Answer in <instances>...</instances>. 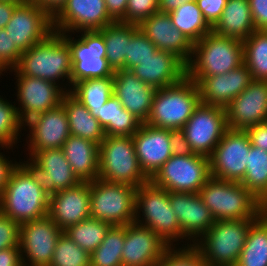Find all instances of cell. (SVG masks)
I'll use <instances>...</instances> for the list:
<instances>
[{
  "mask_svg": "<svg viewBox=\"0 0 267 266\" xmlns=\"http://www.w3.org/2000/svg\"><path fill=\"white\" fill-rule=\"evenodd\" d=\"M253 81L251 72L243 63L228 73L198 77L197 84L201 103L226 108Z\"/></svg>",
  "mask_w": 267,
  "mask_h": 266,
  "instance_id": "cell-22",
  "label": "cell"
},
{
  "mask_svg": "<svg viewBox=\"0 0 267 266\" xmlns=\"http://www.w3.org/2000/svg\"><path fill=\"white\" fill-rule=\"evenodd\" d=\"M201 102L197 84L185 76L157 89L146 124L161 129H182Z\"/></svg>",
  "mask_w": 267,
  "mask_h": 266,
  "instance_id": "cell-4",
  "label": "cell"
},
{
  "mask_svg": "<svg viewBox=\"0 0 267 266\" xmlns=\"http://www.w3.org/2000/svg\"><path fill=\"white\" fill-rule=\"evenodd\" d=\"M62 105L68 118L70 135L81 137L100 145L105 138L104 130L87 107L70 92L64 95Z\"/></svg>",
  "mask_w": 267,
  "mask_h": 266,
  "instance_id": "cell-32",
  "label": "cell"
},
{
  "mask_svg": "<svg viewBox=\"0 0 267 266\" xmlns=\"http://www.w3.org/2000/svg\"><path fill=\"white\" fill-rule=\"evenodd\" d=\"M244 63L241 40L223 37L213 31L193 44L192 55L186 64V76L192 81L228 73Z\"/></svg>",
  "mask_w": 267,
  "mask_h": 266,
  "instance_id": "cell-2",
  "label": "cell"
},
{
  "mask_svg": "<svg viewBox=\"0 0 267 266\" xmlns=\"http://www.w3.org/2000/svg\"><path fill=\"white\" fill-rule=\"evenodd\" d=\"M22 52L16 47L4 29H0V77L3 72L14 69Z\"/></svg>",
  "mask_w": 267,
  "mask_h": 266,
  "instance_id": "cell-46",
  "label": "cell"
},
{
  "mask_svg": "<svg viewBox=\"0 0 267 266\" xmlns=\"http://www.w3.org/2000/svg\"><path fill=\"white\" fill-rule=\"evenodd\" d=\"M20 224L0 211V250L19 247Z\"/></svg>",
  "mask_w": 267,
  "mask_h": 266,
  "instance_id": "cell-47",
  "label": "cell"
},
{
  "mask_svg": "<svg viewBox=\"0 0 267 266\" xmlns=\"http://www.w3.org/2000/svg\"><path fill=\"white\" fill-rule=\"evenodd\" d=\"M158 48L138 29L128 43L125 69L130 70L142 61L154 56Z\"/></svg>",
  "mask_w": 267,
  "mask_h": 266,
  "instance_id": "cell-44",
  "label": "cell"
},
{
  "mask_svg": "<svg viewBox=\"0 0 267 266\" xmlns=\"http://www.w3.org/2000/svg\"><path fill=\"white\" fill-rule=\"evenodd\" d=\"M159 0H128L125 18L121 23L139 24L143 19L159 12Z\"/></svg>",
  "mask_w": 267,
  "mask_h": 266,
  "instance_id": "cell-45",
  "label": "cell"
},
{
  "mask_svg": "<svg viewBox=\"0 0 267 266\" xmlns=\"http://www.w3.org/2000/svg\"><path fill=\"white\" fill-rule=\"evenodd\" d=\"M113 23L105 0H67L52 17L53 31L69 34L101 30Z\"/></svg>",
  "mask_w": 267,
  "mask_h": 266,
  "instance_id": "cell-17",
  "label": "cell"
},
{
  "mask_svg": "<svg viewBox=\"0 0 267 266\" xmlns=\"http://www.w3.org/2000/svg\"><path fill=\"white\" fill-rule=\"evenodd\" d=\"M10 72L41 78L55 84H71V50L62 33L53 31L43 41L22 52L19 63ZM58 82V83H57Z\"/></svg>",
  "mask_w": 267,
  "mask_h": 266,
  "instance_id": "cell-1",
  "label": "cell"
},
{
  "mask_svg": "<svg viewBox=\"0 0 267 266\" xmlns=\"http://www.w3.org/2000/svg\"><path fill=\"white\" fill-rule=\"evenodd\" d=\"M170 143L173 155L184 156L195 154V152L191 148V145L185 139V135L182 129L170 130Z\"/></svg>",
  "mask_w": 267,
  "mask_h": 266,
  "instance_id": "cell-49",
  "label": "cell"
},
{
  "mask_svg": "<svg viewBox=\"0 0 267 266\" xmlns=\"http://www.w3.org/2000/svg\"><path fill=\"white\" fill-rule=\"evenodd\" d=\"M210 178L209 157L172 155L150 181L168 192L198 193Z\"/></svg>",
  "mask_w": 267,
  "mask_h": 266,
  "instance_id": "cell-11",
  "label": "cell"
},
{
  "mask_svg": "<svg viewBox=\"0 0 267 266\" xmlns=\"http://www.w3.org/2000/svg\"><path fill=\"white\" fill-rule=\"evenodd\" d=\"M176 248L169 247L157 266H207L200 252L189 241L185 246Z\"/></svg>",
  "mask_w": 267,
  "mask_h": 266,
  "instance_id": "cell-43",
  "label": "cell"
},
{
  "mask_svg": "<svg viewBox=\"0 0 267 266\" xmlns=\"http://www.w3.org/2000/svg\"><path fill=\"white\" fill-rule=\"evenodd\" d=\"M212 31L223 37L244 41L256 31L253 23L249 0H227L220 20Z\"/></svg>",
  "mask_w": 267,
  "mask_h": 266,
  "instance_id": "cell-30",
  "label": "cell"
},
{
  "mask_svg": "<svg viewBox=\"0 0 267 266\" xmlns=\"http://www.w3.org/2000/svg\"><path fill=\"white\" fill-rule=\"evenodd\" d=\"M196 2L204 18L213 28L220 20L227 0H196Z\"/></svg>",
  "mask_w": 267,
  "mask_h": 266,
  "instance_id": "cell-48",
  "label": "cell"
},
{
  "mask_svg": "<svg viewBox=\"0 0 267 266\" xmlns=\"http://www.w3.org/2000/svg\"><path fill=\"white\" fill-rule=\"evenodd\" d=\"M23 126L24 129L26 127L29 129V134H27L29 140L26 143L30 157L37 151L62 148L64 142L70 136L68 118L62 104L35 115L26 121Z\"/></svg>",
  "mask_w": 267,
  "mask_h": 266,
  "instance_id": "cell-19",
  "label": "cell"
},
{
  "mask_svg": "<svg viewBox=\"0 0 267 266\" xmlns=\"http://www.w3.org/2000/svg\"><path fill=\"white\" fill-rule=\"evenodd\" d=\"M125 226H112L102 243L90 254V266H122Z\"/></svg>",
  "mask_w": 267,
  "mask_h": 266,
  "instance_id": "cell-39",
  "label": "cell"
},
{
  "mask_svg": "<svg viewBox=\"0 0 267 266\" xmlns=\"http://www.w3.org/2000/svg\"><path fill=\"white\" fill-rule=\"evenodd\" d=\"M198 194L215 221L256 219L267 208L240 182L211 177Z\"/></svg>",
  "mask_w": 267,
  "mask_h": 266,
  "instance_id": "cell-3",
  "label": "cell"
},
{
  "mask_svg": "<svg viewBox=\"0 0 267 266\" xmlns=\"http://www.w3.org/2000/svg\"><path fill=\"white\" fill-rule=\"evenodd\" d=\"M235 266H267V208L252 222Z\"/></svg>",
  "mask_w": 267,
  "mask_h": 266,
  "instance_id": "cell-34",
  "label": "cell"
},
{
  "mask_svg": "<svg viewBox=\"0 0 267 266\" xmlns=\"http://www.w3.org/2000/svg\"><path fill=\"white\" fill-rule=\"evenodd\" d=\"M23 123L18 117L16 103L13 105L9 100L0 95V148L12 149L18 143L19 134ZM20 135V137H19Z\"/></svg>",
  "mask_w": 267,
  "mask_h": 266,
  "instance_id": "cell-41",
  "label": "cell"
},
{
  "mask_svg": "<svg viewBox=\"0 0 267 266\" xmlns=\"http://www.w3.org/2000/svg\"><path fill=\"white\" fill-rule=\"evenodd\" d=\"M14 162L9 161L2 152L0 153V194L5 190L13 169L18 165V162Z\"/></svg>",
  "mask_w": 267,
  "mask_h": 266,
  "instance_id": "cell-54",
  "label": "cell"
},
{
  "mask_svg": "<svg viewBox=\"0 0 267 266\" xmlns=\"http://www.w3.org/2000/svg\"><path fill=\"white\" fill-rule=\"evenodd\" d=\"M19 4L10 0H0V29L5 28Z\"/></svg>",
  "mask_w": 267,
  "mask_h": 266,
  "instance_id": "cell-55",
  "label": "cell"
},
{
  "mask_svg": "<svg viewBox=\"0 0 267 266\" xmlns=\"http://www.w3.org/2000/svg\"><path fill=\"white\" fill-rule=\"evenodd\" d=\"M90 215L111 224L125 226L134 222L136 187L102 179L90 181Z\"/></svg>",
  "mask_w": 267,
  "mask_h": 266,
  "instance_id": "cell-9",
  "label": "cell"
},
{
  "mask_svg": "<svg viewBox=\"0 0 267 266\" xmlns=\"http://www.w3.org/2000/svg\"><path fill=\"white\" fill-rule=\"evenodd\" d=\"M255 219L215 221L193 246L207 266H235Z\"/></svg>",
  "mask_w": 267,
  "mask_h": 266,
  "instance_id": "cell-7",
  "label": "cell"
},
{
  "mask_svg": "<svg viewBox=\"0 0 267 266\" xmlns=\"http://www.w3.org/2000/svg\"><path fill=\"white\" fill-rule=\"evenodd\" d=\"M73 172L81 181L98 179L99 145L81 137L70 135L62 146Z\"/></svg>",
  "mask_w": 267,
  "mask_h": 266,
  "instance_id": "cell-29",
  "label": "cell"
},
{
  "mask_svg": "<svg viewBox=\"0 0 267 266\" xmlns=\"http://www.w3.org/2000/svg\"><path fill=\"white\" fill-rule=\"evenodd\" d=\"M245 131L249 135L252 146L267 151V121L248 127Z\"/></svg>",
  "mask_w": 267,
  "mask_h": 266,
  "instance_id": "cell-51",
  "label": "cell"
},
{
  "mask_svg": "<svg viewBox=\"0 0 267 266\" xmlns=\"http://www.w3.org/2000/svg\"><path fill=\"white\" fill-rule=\"evenodd\" d=\"M182 130L195 154L210 157L228 130L226 110L200 102Z\"/></svg>",
  "mask_w": 267,
  "mask_h": 266,
  "instance_id": "cell-13",
  "label": "cell"
},
{
  "mask_svg": "<svg viewBox=\"0 0 267 266\" xmlns=\"http://www.w3.org/2000/svg\"><path fill=\"white\" fill-rule=\"evenodd\" d=\"M15 77L17 103H19L16 110L23 124L35 115L61 105L64 95L68 92L65 85L55 84L41 78L26 75H16Z\"/></svg>",
  "mask_w": 267,
  "mask_h": 266,
  "instance_id": "cell-16",
  "label": "cell"
},
{
  "mask_svg": "<svg viewBox=\"0 0 267 266\" xmlns=\"http://www.w3.org/2000/svg\"><path fill=\"white\" fill-rule=\"evenodd\" d=\"M49 197L18 163L0 194V211L19 224L48 215Z\"/></svg>",
  "mask_w": 267,
  "mask_h": 266,
  "instance_id": "cell-6",
  "label": "cell"
},
{
  "mask_svg": "<svg viewBox=\"0 0 267 266\" xmlns=\"http://www.w3.org/2000/svg\"><path fill=\"white\" fill-rule=\"evenodd\" d=\"M228 129L246 130L267 121V81L253 80L225 108Z\"/></svg>",
  "mask_w": 267,
  "mask_h": 266,
  "instance_id": "cell-20",
  "label": "cell"
},
{
  "mask_svg": "<svg viewBox=\"0 0 267 266\" xmlns=\"http://www.w3.org/2000/svg\"><path fill=\"white\" fill-rule=\"evenodd\" d=\"M89 111L99 121L105 136H133L142 124L114 95L99 109Z\"/></svg>",
  "mask_w": 267,
  "mask_h": 266,
  "instance_id": "cell-31",
  "label": "cell"
},
{
  "mask_svg": "<svg viewBox=\"0 0 267 266\" xmlns=\"http://www.w3.org/2000/svg\"><path fill=\"white\" fill-rule=\"evenodd\" d=\"M82 33V34H81ZM81 36L75 39L69 33H62L71 50V85L84 79L111 77L114 71L106 59V47L103 33L100 30L80 31ZM75 39V40H74Z\"/></svg>",
  "mask_w": 267,
  "mask_h": 266,
  "instance_id": "cell-10",
  "label": "cell"
},
{
  "mask_svg": "<svg viewBox=\"0 0 267 266\" xmlns=\"http://www.w3.org/2000/svg\"><path fill=\"white\" fill-rule=\"evenodd\" d=\"M18 163L48 197L82 182L73 172L62 148L37 151L28 160Z\"/></svg>",
  "mask_w": 267,
  "mask_h": 266,
  "instance_id": "cell-12",
  "label": "cell"
},
{
  "mask_svg": "<svg viewBox=\"0 0 267 266\" xmlns=\"http://www.w3.org/2000/svg\"><path fill=\"white\" fill-rule=\"evenodd\" d=\"M0 266H23L20 247L0 250Z\"/></svg>",
  "mask_w": 267,
  "mask_h": 266,
  "instance_id": "cell-53",
  "label": "cell"
},
{
  "mask_svg": "<svg viewBox=\"0 0 267 266\" xmlns=\"http://www.w3.org/2000/svg\"><path fill=\"white\" fill-rule=\"evenodd\" d=\"M111 224L89 217L63 231L78 246L91 254L103 241Z\"/></svg>",
  "mask_w": 267,
  "mask_h": 266,
  "instance_id": "cell-40",
  "label": "cell"
},
{
  "mask_svg": "<svg viewBox=\"0 0 267 266\" xmlns=\"http://www.w3.org/2000/svg\"><path fill=\"white\" fill-rule=\"evenodd\" d=\"M193 1L196 0H159L158 10L161 13H169L180 7L182 4Z\"/></svg>",
  "mask_w": 267,
  "mask_h": 266,
  "instance_id": "cell-57",
  "label": "cell"
},
{
  "mask_svg": "<svg viewBox=\"0 0 267 266\" xmlns=\"http://www.w3.org/2000/svg\"><path fill=\"white\" fill-rule=\"evenodd\" d=\"M169 247L150 228L136 222L125 225L122 266H157Z\"/></svg>",
  "mask_w": 267,
  "mask_h": 266,
  "instance_id": "cell-21",
  "label": "cell"
},
{
  "mask_svg": "<svg viewBox=\"0 0 267 266\" xmlns=\"http://www.w3.org/2000/svg\"><path fill=\"white\" fill-rule=\"evenodd\" d=\"M169 201L186 240L194 244L215 223L198 193L169 192Z\"/></svg>",
  "mask_w": 267,
  "mask_h": 266,
  "instance_id": "cell-25",
  "label": "cell"
},
{
  "mask_svg": "<svg viewBox=\"0 0 267 266\" xmlns=\"http://www.w3.org/2000/svg\"><path fill=\"white\" fill-rule=\"evenodd\" d=\"M244 64L253 80L267 81V31L256 30L242 41Z\"/></svg>",
  "mask_w": 267,
  "mask_h": 266,
  "instance_id": "cell-38",
  "label": "cell"
},
{
  "mask_svg": "<svg viewBox=\"0 0 267 266\" xmlns=\"http://www.w3.org/2000/svg\"><path fill=\"white\" fill-rule=\"evenodd\" d=\"M156 91L155 87L142 82L130 70L114 71L113 95L142 123L148 120Z\"/></svg>",
  "mask_w": 267,
  "mask_h": 266,
  "instance_id": "cell-26",
  "label": "cell"
},
{
  "mask_svg": "<svg viewBox=\"0 0 267 266\" xmlns=\"http://www.w3.org/2000/svg\"><path fill=\"white\" fill-rule=\"evenodd\" d=\"M138 28L161 51L175 54L185 64L192 55L193 44L173 26L168 13L157 12L143 19Z\"/></svg>",
  "mask_w": 267,
  "mask_h": 266,
  "instance_id": "cell-27",
  "label": "cell"
},
{
  "mask_svg": "<svg viewBox=\"0 0 267 266\" xmlns=\"http://www.w3.org/2000/svg\"><path fill=\"white\" fill-rule=\"evenodd\" d=\"M249 6L256 30L267 31V0H249Z\"/></svg>",
  "mask_w": 267,
  "mask_h": 266,
  "instance_id": "cell-50",
  "label": "cell"
},
{
  "mask_svg": "<svg viewBox=\"0 0 267 266\" xmlns=\"http://www.w3.org/2000/svg\"><path fill=\"white\" fill-rule=\"evenodd\" d=\"M62 233L48 215L21 223L19 247L23 266H49Z\"/></svg>",
  "mask_w": 267,
  "mask_h": 266,
  "instance_id": "cell-15",
  "label": "cell"
},
{
  "mask_svg": "<svg viewBox=\"0 0 267 266\" xmlns=\"http://www.w3.org/2000/svg\"><path fill=\"white\" fill-rule=\"evenodd\" d=\"M43 8L51 17H53L67 0H28Z\"/></svg>",
  "mask_w": 267,
  "mask_h": 266,
  "instance_id": "cell-56",
  "label": "cell"
},
{
  "mask_svg": "<svg viewBox=\"0 0 267 266\" xmlns=\"http://www.w3.org/2000/svg\"><path fill=\"white\" fill-rule=\"evenodd\" d=\"M10 1H14L16 3H24L27 2L28 0H10Z\"/></svg>",
  "mask_w": 267,
  "mask_h": 266,
  "instance_id": "cell-58",
  "label": "cell"
},
{
  "mask_svg": "<svg viewBox=\"0 0 267 266\" xmlns=\"http://www.w3.org/2000/svg\"><path fill=\"white\" fill-rule=\"evenodd\" d=\"M70 93L88 110L99 109L113 96V76L81 80Z\"/></svg>",
  "mask_w": 267,
  "mask_h": 266,
  "instance_id": "cell-37",
  "label": "cell"
},
{
  "mask_svg": "<svg viewBox=\"0 0 267 266\" xmlns=\"http://www.w3.org/2000/svg\"><path fill=\"white\" fill-rule=\"evenodd\" d=\"M135 153L145 175L151 179L173 155L170 130L142 123L132 136Z\"/></svg>",
  "mask_w": 267,
  "mask_h": 266,
  "instance_id": "cell-24",
  "label": "cell"
},
{
  "mask_svg": "<svg viewBox=\"0 0 267 266\" xmlns=\"http://www.w3.org/2000/svg\"><path fill=\"white\" fill-rule=\"evenodd\" d=\"M4 30L16 47L27 51L53 32L52 17L33 2L20 3Z\"/></svg>",
  "mask_w": 267,
  "mask_h": 266,
  "instance_id": "cell-18",
  "label": "cell"
},
{
  "mask_svg": "<svg viewBox=\"0 0 267 266\" xmlns=\"http://www.w3.org/2000/svg\"><path fill=\"white\" fill-rule=\"evenodd\" d=\"M49 266H90V254L63 232Z\"/></svg>",
  "mask_w": 267,
  "mask_h": 266,
  "instance_id": "cell-42",
  "label": "cell"
},
{
  "mask_svg": "<svg viewBox=\"0 0 267 266\" xmlns=\"http://www.w3.org/2000/svg\"><path fill=\"white\" fill-rule=\"evenodd\" d=\"M241 184L267 207V151L251 145Z\"/></svg>",
  "mask_w": 267,
  "mask_h": 266,
  "instance_id": "cell-36",
  "label": "cell"
},
{
  "mask_svg": "<svg viewBox=\"0 0 267 266\" xmlns=\"http://www.w3.org/2000/svg\"><path fill=\"white\" fill-rule=\"evenodd\" d=\"M90 181L49 196L48 216L62 230L91 217Z\"/></svg>",
  "mask_w": 267,
  "mask_h": 266,
  "instance_id": "cell-23",
  "label": "cell"
},
{
  "mask_svg": "<svg viewBox=\"0 0 267 266\" xmlns=\"http://www.w3.org/2000/svg\"><path fill=\"white\" fill-rule=\"evenodd\" d=\"M98 178L136 188L150 181L140 167L132 136H105L99 145Z\"/></svg>",
  "mask_w": 267,
  "mask_h": 266,
  "instance_id": "cell-8",
  "label": "cell"
},
{
  "mask_svg": "<svg viewBox=\"0 0 267 266\" xmlns=\"http://www.w3.org/2000/svg\"><path fill=\"white\" fill-rule=\"evenodd\" d=\"M128 0H105L109 17L114 22H121L125 18Z\"/></svg>",
  "mask_w": 267,
  "mask_h": 266,
  "instance_id": "cell-52",
  "label": "cell"
},
{
  "mask_svg": "<svg viewBox=\"0 0 267 266\" xmlns=\"http://www.w3.org/2000/svg\"><path fill=\"white\" fill-rule=\"evenodd\" d=\"M168 14L173 26L182 32L192 44L199 42L206 34L212 32V27L204 18L196 1L184 3Z\"/></svg>",
  "mask_w": 267,
  "mask_h": 266,
  "instance_id": "cell-35",
  "label": "cell"
},
{
  "mask_svg": "<svg viewBox=\"0 0 267 266\" xmlns=\"http://www.w3.org/2000/svg\"><path fill=\"white\" fill-rule=\"evenodd\" d=\"M250 148L251 141L245 130L228 129L209 157L211 177L241 183Z\"/></svg>",
  "mask_w": 267,
  "mask_h": 266,
  "instance_id": "cell-14",
  "label": "cell"
},
{
  "mask_svg": "<svg viewBox=\"0 0 267 266\" xmlns=\"http://www.w3.org/2000/svg\"><path fill=\"white\" fill-rule=\"evenodd\" d=\"M130 71L142 82L161 89L181 81L186 76V64L175 54L158 50Z\"/></svg>",
  "mask_w": 267,
  "mask_h": 266,
  "instance_id": "cell-28",
  "label": "cell"
},
{
  "mask_svg": "<svg viewBox=\"0 0 267 266\" xmlns=\"http://www.w3.org/2000/svg\"><path fill=\"white\" fill-rule=\"evenodd\" d=\"M138 29V24L114 22L100 30L104 36L106 59L113 71L125 69L128 43Z\"/></svg>",
  "mask_w": 267,
  "mask_h": 266,
  "instance_id": "cell-33",
  "label": "cell"
},
{
  "mask_svg": "<svg viewBox=\"0 0 267 266\" xmlns=\"http://www.w3.org/2000/svg\"><path fill=\"white\" fill-rule=\"evenodd\" d=\"M134 222L150 228L170 247L177 246V241L186 239L171 207L169 192L151 181L136 188Z\"/></svg>",
  "mask_w": 267,
  "mask_h": 266,
  "instance_id": "cell-5",
  "label": "cell"
}]
</instances>
